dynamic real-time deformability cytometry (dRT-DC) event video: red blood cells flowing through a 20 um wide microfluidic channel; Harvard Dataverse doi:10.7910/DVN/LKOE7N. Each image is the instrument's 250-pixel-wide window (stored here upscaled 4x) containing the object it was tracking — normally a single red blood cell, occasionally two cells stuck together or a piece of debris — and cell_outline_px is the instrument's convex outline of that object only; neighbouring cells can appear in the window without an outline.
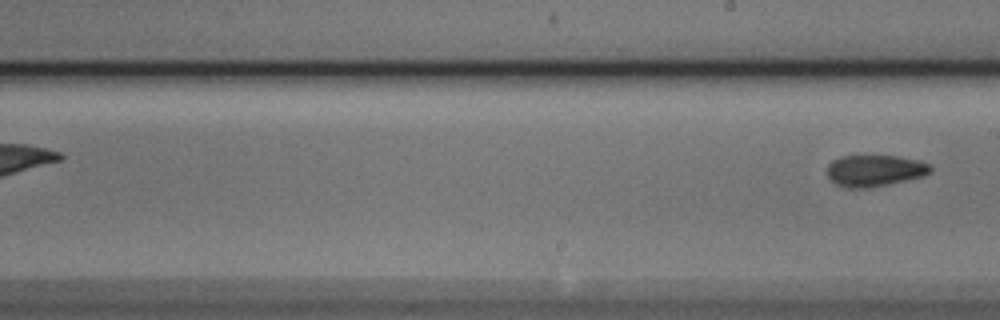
{"species": "Egyptian fruit bat (a non-hibernating species)", "species_latin": "Rousettus aegyptiacus", "temperature_condition": "cold", "stored_images_in_passage": 7, "segment_of_instrument_passage": [2, 2], "camera_frame_rate_fps": 3000, "um_per_image_px": 0.085, "animal": {"sex": "male"}, "frame": {"image": 1, "passage_image": 7, "time_ms": 2.0, "image_size_px": [1000, 320], "cell_outline_px": [[932, 172], [924, 176], [888, 184], [868, 188], [848, 188], [836, 184], [828, 176], [828, 164], [832, 160], [840, 156], [900, 156], [920, 160], [928, 164], [932, 168]], "centroid_in_image_um": [74.37, 14.5], "position_along_channel_um": 214.6, "area_um2": 19.02}}